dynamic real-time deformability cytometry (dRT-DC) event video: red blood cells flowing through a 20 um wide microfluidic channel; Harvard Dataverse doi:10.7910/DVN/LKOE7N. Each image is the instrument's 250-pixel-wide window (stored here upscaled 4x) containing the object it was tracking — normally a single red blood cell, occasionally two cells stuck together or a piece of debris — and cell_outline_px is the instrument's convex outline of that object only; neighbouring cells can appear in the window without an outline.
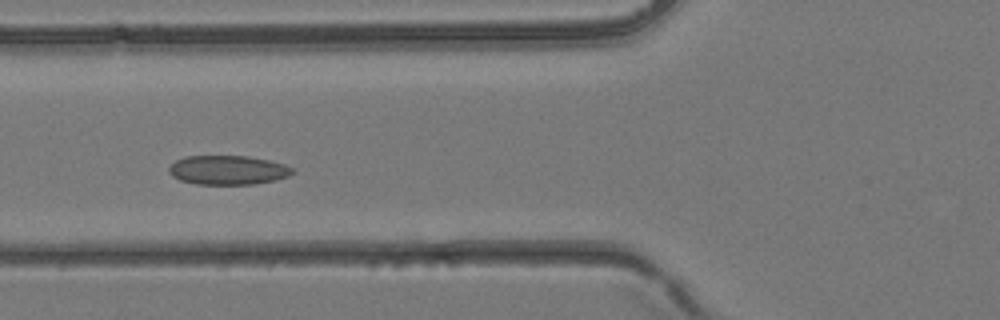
{"species": "common noctule bat (a hibernating species)", "species_latin": "Nyctalus noctula", "temperature_condition": "room temperature", "stored_images_in_passage": 29, "camera_frame_rate_fps": 3000, "um_per_image_px": 0.085, "animal": {"sex": "female", "body_mass_g": 24.6, "forearm_length_mm": 56.2}, "frame": {"image": 1, "passage_image": 9, "time_ms": 2.667, "image_size_px": [1000, 320], "cell_outline_px": [[296, 172], [288, 176], [276, 180], [252, 184], [196, 184], [180, 180], [172, 176], [168, 172], [168, 168], [176, 160], [184, 156], [248, 156], [268, 160], [284, 164], [292, 168]], "centroid_in_image_um": [19.36, 14.45], "position_along_channel_um": 106.4, "area_um2": 21.04}}
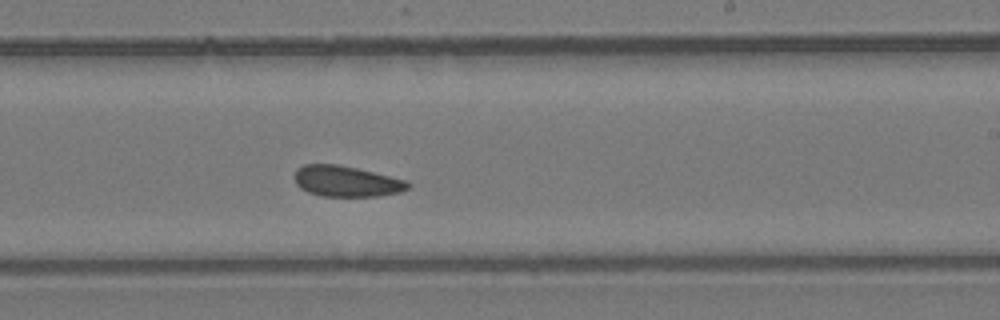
{"frame": {"image": 2, "passage_image": 18, "time_ms": 5.667, "image_size_px": [1000, 320], "cell_outline_px": [[412, 184], [408, 188], [400, 192], [376, 196], [320, 196], [308, 192], [300, 188], [296, 184], [292, 176], [296, 168], [304, 164], [336, 164], [356, 168], [408, 180]], "centroid_in_image_um": [29.41, 15.4], "position_along_channel_um": 259.6, "area_um2": 20.58}}
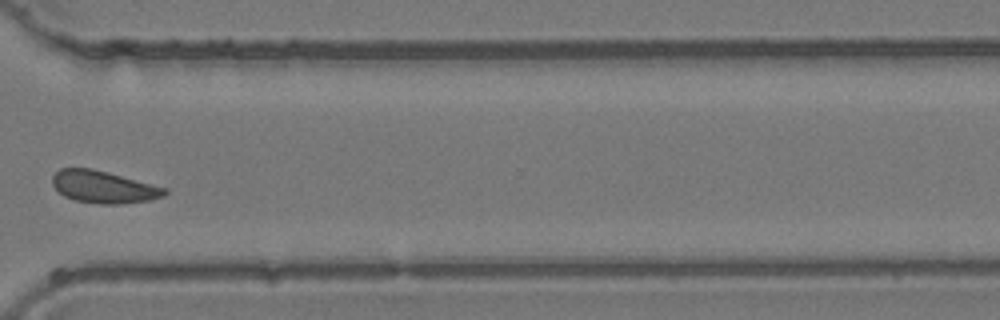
{"frame": {"image": 3, "passage_image": 24, "time_ms": 7.667, "image_size_px": [1000, 320], "cell_outline_px": [[168, 192], [164, 196], [148, 200], [120, 204], [100, 204], [76, 200], [64, 196], [52, 184], [52, 176], [60, 168], [92, 168], [108, 172], [168, 188]], "centroid_in_image_um": [8.82, 15.88], "position_along_channel_um": 361.8, "area_um2": 21.04}}